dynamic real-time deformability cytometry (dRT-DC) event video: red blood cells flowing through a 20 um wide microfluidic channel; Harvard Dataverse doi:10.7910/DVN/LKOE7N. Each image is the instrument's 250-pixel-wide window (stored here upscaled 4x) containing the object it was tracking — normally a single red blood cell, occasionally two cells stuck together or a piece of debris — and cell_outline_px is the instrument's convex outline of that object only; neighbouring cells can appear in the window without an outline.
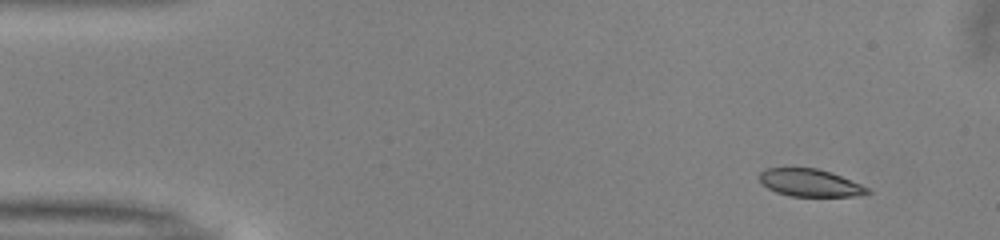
{"species": "common noctule bat (a hibernating species)", "species_latin": "Nyctalus noctula", "temperature_condition": "warm", "stored_images_in_passage": 50, "camera_frame_rate_fps": 3000, "um_per_image_px": 0.085, "animal": {"sex": "male", "body_mass_g": 13.0, "forearm_length_mm": 53.1}, "frame": {"image": 1, "passage_image": 4, "time_ms": 1.0, "image_size_px": [1000, 240], "cell_outline_px": [[872, 192], [856, 196], [788, 196], [776, 192], [768, 188], [760, 180], [760, 172], [768, 168], [816, 168], [832, 172], [860, 184], [868, 188]], "centroid_in_image_um": [68.86, 15.54], "position_along_channel_um": 16.1, "area_um2": 17.17}}
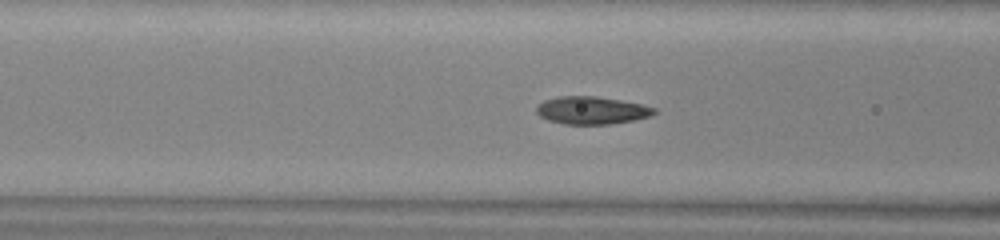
{"frame": {"image": 2, "passage_image": 19, "time_ms": 6.0, "image_size_px": [1000, 240], "cell_outline_px": [[656, 112], [652, 116], [632, 120], [608, 124], [564, 124], [548, 120], [540, 116], [536, 112], [536, 104], [544, 100], [560, 96], [596, 96], [620, 100], [640, 104], [656, 108]], "centroid_in_image_um": [50.26, 9.37], "position_along_channel_um": 116.3, "area_um2": 18.96}}
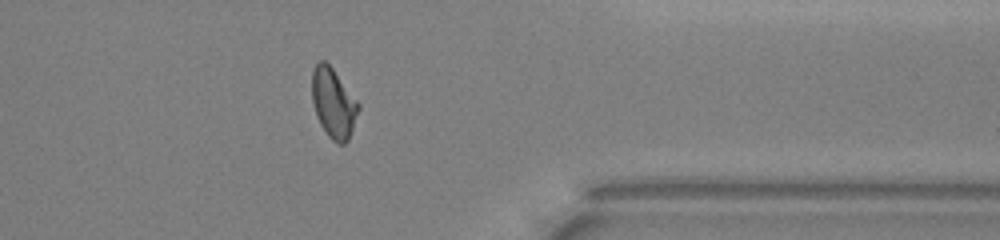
{"frame": {"image": 3, "passage_image": 40, "time_ms": 13.0, "image_size_px": [1000, 240], "cell_outline_px": [[360, 108], [348, 140], [344, 144], [336, 144], [328, 136], [320, 124], [316, 116], [312, 100], [312, 68], [320, 60], [324, 60], [332, 68], [360, 104]], "centroid_in_image_um": [28.33, 8.77], "position_along_channel_um": 383.1, "area_um2": 18.84}, "authors_computed_cell_mechanics": {"area_um2": 18.5827, "velocity_mm_per_s": 4.0284, "shape_relaxation_time_tau1_ms": 4.0671, "shape_relaxation_time_tau2_ms": 1.2623, "deformation_change_tau1": 0.1531, "deformation_change_tau2": 0.0594}}